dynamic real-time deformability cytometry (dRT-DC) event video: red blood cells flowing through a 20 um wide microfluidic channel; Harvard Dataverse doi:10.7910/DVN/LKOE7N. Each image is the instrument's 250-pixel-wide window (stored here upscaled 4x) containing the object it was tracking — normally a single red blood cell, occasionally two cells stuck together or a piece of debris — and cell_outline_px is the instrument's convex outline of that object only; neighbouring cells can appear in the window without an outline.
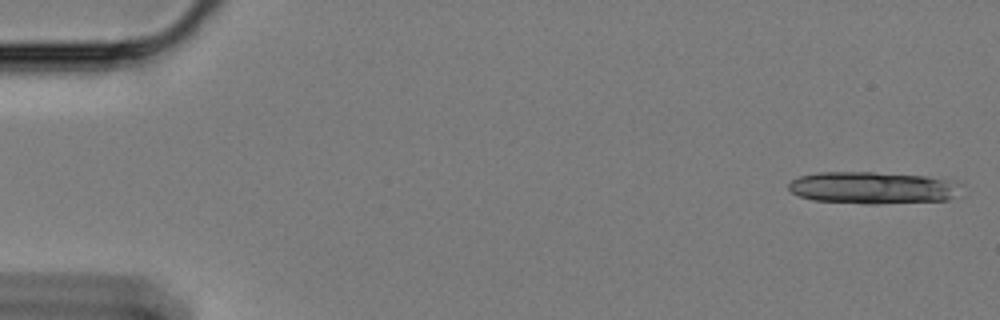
{"species": "Egyptian fruit bat (a non-hibernating species)", "species_latin": "Rousettus aegyptiacus", "temperature_condition": "cold", "stored_images_in_passage": 16, "camera_frame_rate_fps": 3000, "um_per_image_px": 0.085, "animal": {"sex": "female"}, "frame": {"image": 1, "passage_image": 1, "time_ms": 0.0, "image_size_px": [1000, 320], "cell_outline_px": [[964, 184], [948, 200], [880, 204], [864, 204], [812, 200], [800, 196], [792, 192], [788, 188], [788, 184], [792, 180], [800, 176], [820, 172], [872, 172], [924, 176]], "centroid_in_image_um": [74.13, 15.97], "position_along_channel_um": 10.9, "area_um2": 32.08}}